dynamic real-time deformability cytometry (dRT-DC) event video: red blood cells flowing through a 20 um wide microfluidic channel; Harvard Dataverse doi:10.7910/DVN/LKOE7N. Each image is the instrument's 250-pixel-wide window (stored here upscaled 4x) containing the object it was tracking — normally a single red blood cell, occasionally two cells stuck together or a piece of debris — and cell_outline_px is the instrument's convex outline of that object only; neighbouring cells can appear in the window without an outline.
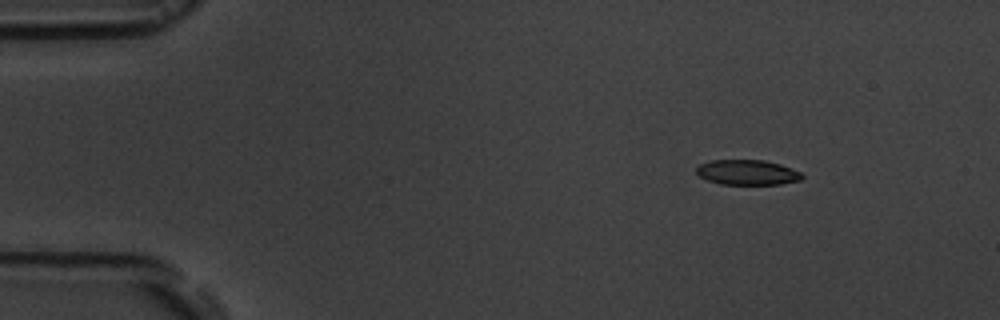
{"species": "common noctule bat (a hibernating species)", "species_latin": "Nyctalus noctula", "temperature_condition": "room temperature", "stored_images_in_passage": 7, "camera_frame_rate_fps": 3000, "um_per_image_px": 0.085, "animal": {"sex": "male", "body_mass_g": 19.5, "forearm_length_mm": 54.6}, "frame": {"image": 1, "passage_image": 1, "time_ms": 0.0, "image_size_px": [1000, 320], "cell_outline_px": [[804, 176], [800, 180], [780, 184], [720, 184], [708, 180], [700, 176], [696, 172], [696, 168], [700, 164], [712, 160], [764, 160], [780, 164], [792, 168], [800, 172]], "centroid_in_image_um": [63.53, 14.65], "position_along_channel_um": 21.5, "area_um2": 15.37}}
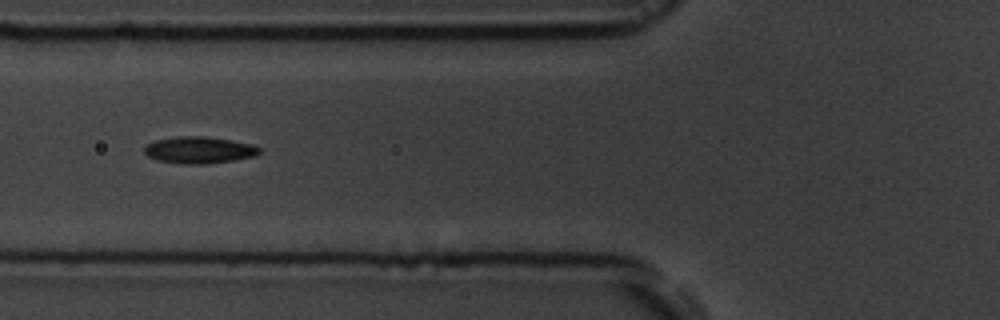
{"frame": {"image": 2, "passage_image": 5, "time_ms": 4.667, "image_size_px": [1000, 320], "cell_outline_px": [[260, 152], [252, 156], [232, 160], [208, 164], [184, 164], [156, 160], [148, 156], [144, 152], [144, 148], [148, 144], [156, 140], [180, 136], [204, 136], [232, 140], [252, 144], [260, 148]], "centroid_in_image_um": [16.91, 12.75], "position_along_channel_um": 108.9, "area_um2": 17.8}}
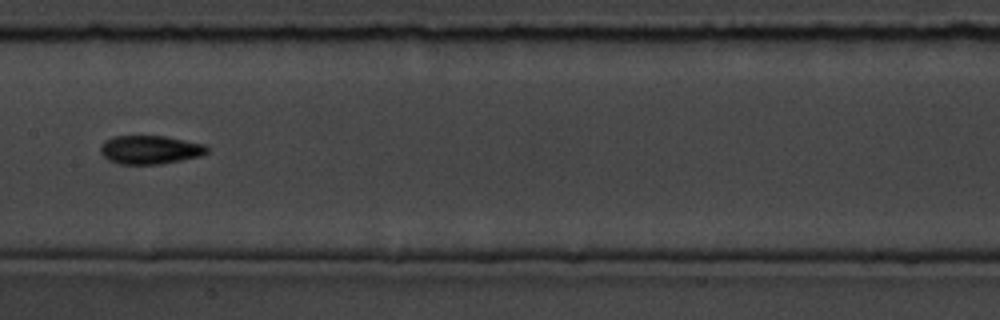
{"frame": {"image": 3, "passage_image": 7, "time_ms": 7.0, "image_size_px": [1000, 320], "cell_outline_px": [[208, 152], [200, 156], [160, 164], [120, 164], [108, 160], [100, 152], [100, 148], [104, 140], [112, 136], [164, 136], [204, 144], [208, 148]], "centroid_in_image_um": [12.72, 12.72], "position_along_channel_um": 194.7, "area_um2": 17.69}}